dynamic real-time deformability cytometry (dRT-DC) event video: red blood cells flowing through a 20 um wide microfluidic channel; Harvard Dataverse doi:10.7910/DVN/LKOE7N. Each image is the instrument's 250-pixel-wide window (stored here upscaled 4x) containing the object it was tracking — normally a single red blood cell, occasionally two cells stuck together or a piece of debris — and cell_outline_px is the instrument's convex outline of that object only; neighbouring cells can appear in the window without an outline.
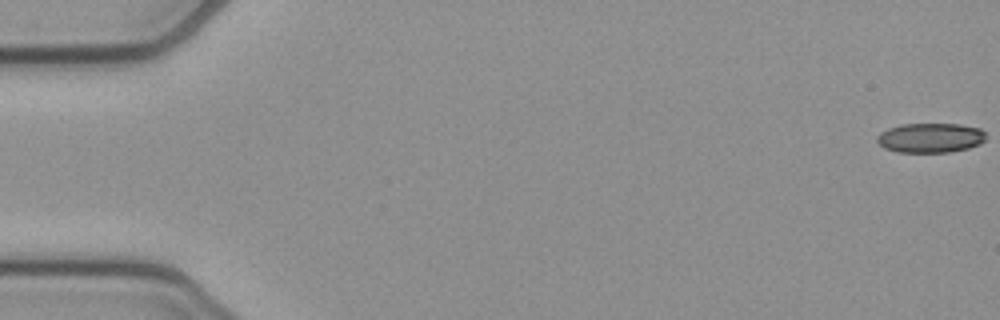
{"species": "common noctule bat (a hibernating species)", "species_latin": "Nyctalus noctula", "temperature_condition": "cold", "stored_images_in_passage": 8, "camera_frame_rate_fps": 3000, "um_per_image_px": 0.085, "animal": {"sex": "female", "body_mass_g": 21.9}, "frame": {"image": 1, "passage_image": 1, "time_ms": 0.0, "image_size_px": [1000, 320], "cell_outline_px": [[984, 140], [980, 144], [968, 148], [948, 152], [896, 152], [884, 148], [876, 140], [876, 136], [880, 132], [888, 128], [900, 124], [960, 124], [980, 128], [984, 132]], "centroid_in_image_um": [79.05, 11.71], "position_along_channel_um": 6.0, "area_um2": 18.84}}